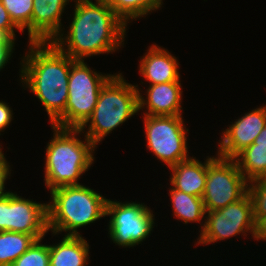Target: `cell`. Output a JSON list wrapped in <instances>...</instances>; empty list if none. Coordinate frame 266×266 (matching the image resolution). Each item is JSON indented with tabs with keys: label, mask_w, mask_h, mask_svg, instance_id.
Instances as JSON below:
<instances>
[{
	"label": "cell",
	"mask_w": 266,
	"mask_h": 266,
	"mask_svg": "<svg viewBox=\"0 0 266 266\" xmlns=\"http://www.w3.org/2000/svg\"><path fill=\"white\" fill-rule=\"evenodd\" d=\"M41 240H35L11 266H50L49 245L41 244Z\"/></svg>",
	"instance_id": "23"
},
{
	"label": "cell",
	"mask_w": 266,
	"mask_h": 266,
	"mask_svg": "<svg viewBox=\"0 0 266 266\" xmlns=\"http://www.w3.org/2000/svg\"><path fill=\"white\" fill-rule=\"evenodd\" d=\"M255 231L253 238L266 240V218H254Z\"/></svg>",
	"instance_id": "28"
},
{
	"label": "cell",
	"mask_w": 266,
	"mask_h": 266,
	"mask_svg": "<svg viewBox=\"0 0 266 266\" xmlns=\"http://www.w3.org/2000/svg\"><path fill=\"white\" fill-rule=\"evenodd\" d=\"M172 201L174 215L188 222H198L206 215L204 202L201 197L193 196L185 192L174 189L169 190Z\"/></svg>",
	"instance_id": "19"
},
{
	"label": "cell",
	"mask_w": 266,
	"mask_h": 266,
	"mask_svg": "<svg viewBox=\"0 0 266 266\" xmlns=\"http://www.w3.org/2000/svg\"><path fill=\"white\" fill-rule=\"evenodd\" d=\"M57 245H49L50 266H85L89 244L81 235H64Z\"/></svg>",
	"instance_id": "17"
},
{
	"label": "cell",
	"mask_w": 266,
	"mask_h": 266,
	"mask_svg": "<svg viewBox=\"0 0 266 266\" xmlns=\"http://www.w3.org/2000/svg\"><path fill=\"white\" fill-rule=\"evenodd\" d=\"M19 29L11 20V17L0 0V35L15 38L14 29Z\"/></svg>",
	"instance_id": "25"
},
{
	"label": "cell",
	"mask_w": 266,
	"mask_h": 266,
	"mask_svg": "<svg viewBox=\"0 0 266 266\" xmlns=\"http://www.w3.org/2000/svg\"><path fill=\"white\" fill-rule=\"evenodd\" d=\"M1 2L19 31L28 29L29 42H32L33 0H1Z\"/></svg>",
	"instance_id": "22"
},
{
	"label": "cell",
	"mask_w": 266,
	"mask_h": 266,
	"mask_svg": "<svg viewBox=\"0 0 266 266\" xmlns=\"http://www.w3.org/2000/svg\"><path fill=\"white\" fill-rule=\"evenodd\" d=\"M170 170V183L174 189L202 198L207 178V159L201 163L190 157L170 167Z\"/></svg>",
	"instance_id": "16"
},
{
	"label": "cell",
	"mask_w": 266,
	"mask_h": 266,
	"mask_svg": "<svg viewBox=\"0 0 266 266\" xmlns=\"http://www.w3.org/2000/svg\"><path fill=\"white\" fill-rule=\"evenodd\" d=\"M53 139L46 148L45 184L52 190L67 185H79L81 174L88 171L94 161L95 145L85 137L76 138L80 128H61L52 125Z\"/></svg>",
	"instance_id": "3"
},
{
	"label": "cell",
	"mask_w": 266,
	"mask_h": 266,
	"mask_svg": "<svg viewBox=\"0 0 266 266\" xmlns=\"http://www.w3.org/2000/svg\"><path fill=\"white\" fill-rule=\"evenodd\" d=\"M112 76L93 72L84 60L71 58L65 113L53 125L80 128L92 115L101 88Z\"/></svg>",
	"instance_id": "6"
},
{
	"label": "cell",
	"mask_w": 266,
	"mask_h": 266,
	"mask_svg": "<svg viewBox=\"0 0 266 266\" xmlns=\"http://www.w3.org/2000/svg\"><path fill=\"white\" fill-rule=\"evenodd\" d=\"M265 126L266 106L246 113L223 131L217 155L234 159L246 147L254 143Z\"/></svg>",
	"instance_id": "12"
},
{
	"label": "cell",
	"mask_w": 266,
	"mask_h": 266,
	"mask_svg": "<svg viewBox=\"0 0 266 266\" xmlns=\"http://www.w3.org/2000/svg\"><path fill=\"white\" fill-rule=\"evenodd\" d=\"M206 213L208 214L207 220L201 226L198 244L214 243L241 232L245 234L247 231L252 232V236H254L255 219L252 201L248 193L224 208Z\"/></svg>",
	"instance_id": "10"
},
{
	"label": "cell",
	"mask_w": 266,
	"mask_h": 266,
	"mask_svg": "<svg viewBox=\"0 0 266 266\" xmlns=\"http://www.w3.org/2000/svg\"><path fill=\"white\" fill-rule=\"evenodd\" d=\"M217 156L207 158V178L202 195L206 212L224 208L248 193L249 183L235 159Z\"/></svg>",
	"instance_id": "7"
},
{
	"label": "cell",
	"mask_w": 266,
	"mask_h": 266,
	"mask_svg": "<svg viewBox=\"0 0 266 266\" xmlns=\"http://www.w3.org/2000/svg\"><path fill=\"white\" fill-rule=\"evenodd\" d=\"M138 99L137 85L127 83L120 73L113 75L101 88L92 115L80 129L83 131L90 122L85 136L96 146L139 111Z\"/></svg>",
	"instance_id": "5"
},
{
	"label": "cell",
	"mask_w": 266,
	"mask_h": 266,
	"mask_svg": "<svg viewBox=\"0 0 266 266\" xmlns=\"http://www.w3.org/2000/svg\"><path fill=\"white\" fill-rule=\"evenodd\" d=\"M35 240L25 233L0 231V266H11Z\"/></svg>",
	"instance_id": "20"
},
{
	"label": "cell",
	"mask_w": 266,
	"mask_h": 266,
	"mask_svg": "<svg viewBox=\"0 0 266 266\" xmlns=\"http://www.w3.org/2000/svg\"><path fill=\"white\" fill-rule=\"evenodd\" d=\"M139 110L148 109L147 116H178L182 115L181 110V83L173 81L150 85L147 89V100H145L138 90Z\"/></svg>",
	"instance_id": "13"
},
{
	"label": "cell",
	"mask_w": 266,
	"mask_h": 266,
	"mask_svg": "<svg viewBox=\"0 0 266 266\" xmlns=\"http://www.w3.org/2000/svg\"><path fill=\"white\" fill-rule=\"evenodd\" d=\"M234 159L248 182L266 177V147L253 143Z\"/></svg>",
	"instance_id": "18"
},
{
	"label": "cell",
	"mask_w": 266,
	"mask_h": 266,
	"mask_svg": "<svg viewBox=\"0 0 266 266\" xmlns=\"http://www.w3.org/2000/svg\"><path fill=\"white\" fill-rule=\"evenodd\" d=\"M29 46L20 80L42 102L53 125L65 113L71 57L52 42H29Z\"/></svg>",
	"instance_id": "2"
},
{
	"label": "cell",
	"mask_w": 266,
	"mask_h": 266,
	"mask_svg": "<svg viewBox=\"0 0 266 266\" xmlns=\"http://www.w3.org/2000/svg\"><path fill=\"white\" fill-rule=\"evenodd\" d=\"M248 195L252 201L254 218H266V177L249 182Z\"/></svg>",
	"instance_id": "24"
},
{
	"label": "cell",
	"mask_w": 266,
	"mask_h": 266,
	"mask_svg": "<svg viewBox=\"0 0 266 266\" xmlns=\"http://www.w3.org/2000/svg\"><path fill=\"white\" fill-rule=\"evenodd\" d=\"M15 38L0 35V71L12 55Z\"/></svg>",
	"instance_id": "26"
},
{
	"label": "cell",
	"mask_w": 266,
	"mask_h": 266,
	"mask_svg": "<svg viewBox=\"0 0 266 266\" xmlns=\"http://www.w3.org/2000/svg\"><path fill=\"white\" fill-rule=\"evenodd\" d=\"M52 200L47 204L48 230L53 234L69 232L80 235L77 228L106 216L107 199L84 185H67L50 191Z\"/></svg>",
	"instance_id": "4"
},
{
	"label": "cell",
	"mask_w": 266,
	"mask_h": 266,
	"mask_svg": "<svg viewBox=\"0 0 266 266\" xmlns=\"http://www.w3.org/2000/svg\"><path fill=\"white\" fill-rule=\"evenodd\" d=\"M0 231H13L43 239L48 230L47 204L10 193L0 199Z\"/></svg>",
	"instance_id": "11"
},
{
	"label": "cell",
	"mask_w": 266,
	"mask_h": 266,
	"mask_svg": "<svg viewBox=\"0 0 266 266\" xmlns=\"http://www.w3.org/2000/svg\"><path fill=\"white\" fill-rule=\"evenodd\" d=\"M177 59L156 45H152L139 64L140 74L151 85L179 81Z\"/></svg>",
	"instance_id": "15"
},
{
	"label": "cell",
	"mask_w": 266,
	"mask_h": 266,
	"mask_svg": "<svg viewBox=\"0 0 266 266\" xmlns=\"http://www.w3.org/2000/svg\"><path fill=\"white\" fill-rule=\"evenodd\" d=\"M9 164L7 163L6 158L4 157V154L1 150V146H0V172H9L10 168H9Z\"/></svg>",
	"instance_id": "31"
},
{
	"label": "cell",
	"mask_w": 266,
	"mask_h": 266,
	"mask_svg": "<svg viewBox=\"0 0 266 266\" xmlns=\"http://www.w3.org/2000/svg\"><path fill=\"white\" fill-rule=\"evenodd\" d=\"M9 172H0V199H3L7 195H9L11 192H4L5 190V181L7 176L9 175Z\"/></svg>",
	"instance_id": "29"
},
{
	"label": "cell",
	"mask_w": 266,
	"mask_h": 266,
	"mask_svg": "<svg viewBox=\"0 0 266 266\" xmlns=\"http://www.w3.org/2000/svg\"><path fill=\"white\" fill-rule=\"evenodd\" d=\"M254 144H258V146L266 147V126L260 132V134L256 137Z\"/></svg>",
	"instance_id": "30"
},
{
	"label": "cell",
	"mask_w": 266,
	"mask_h": 266,
	"mask_svg": "<svg viewBox=\"0 0 266 266\" xmlns=\"http://www.w3.org/2000/svg\"><path fill=\"white\" fill-rule=\"evenodd\" d=\"M112 10L127 24L130 19H137L157 10L162 0H106Z\"/></svg>",
	"instance_id": "21"
},
{
	"label": "cell",
	"mask_w": 266,
	"mask_h": 266,
	"mask_svg": "<svg viewBox=\"0 0 266 266\" xmlns=\"http://www.w3.org/2000/svg\"><path fill=\"white\" fill-rule=\"evenodd\" d=\"M147 148L161 161L172 167L188 157V129L184 128L181 115L147 116L144 115Z\"/></svg>",
	"instance_id": "8"
},
{
	"label": "cell",
	"mask_w": 266,
	"mask_h": 266,
	"mask_svg": "<svg viewBox=\"0 0 266 266\" xmlns=\"http://www.w3.org/2000/svg\"><path fill=\"white\" fill-rule=\"evenodd\" d=\"M107 215L112 216L108 225L111 240L122 247L140 244L153 229L154 214L142 203L107 199Z\"/></svg>",
	"instance_id": "9"
},
{
	"label": "cell",
	"mask_w": 266,
	"mask_h": 266,
	"mask_svg": "<svg viewBox=\"0 0 266 266\" xmlns=\"http://www.w3.org/2000/svg\"><path fill=\"white\" fill-rule=\"evenodd\" d=\"M67 2L33 0L32 42H52L61 33V15Z\"/></svg>",
	"instance_id": "14"
},
{
	"label": "cell",
	"mask_w": 266,
	"mask_h": 266,
	"mask_svg": "<svg viewBox=\"0 0 266 266\" xmlns=\"http://www.w3.org/2000/svg\"><path fill=\"white\" fill-rule=\"evenodd\" d=\"M12 110L3 101H0V132L9 126L12 121Z\"/></svg>",
	"instance_id": "27"
},
{
	"label": "cell",
	"mask_w": 266,
	"mask_h": 266,
	"mask_svg": "<svg viewBox=\"0 0 266 266\" xmlns=\"http://www.w3.org/2000/svg\"><path fill=\"white\" fill-rule=\"evenodd\" d=\"M68 35L63 33L52 43L73 60L111 53L122 45L126 23L112 10L106 0H76ZM66 42V43H65ZM65 44L67 49H65ZM67 50V51H66Z\"/></svg>",
	"instance_id": "1"
}]
</instances>
